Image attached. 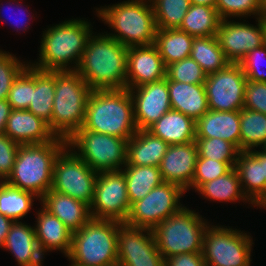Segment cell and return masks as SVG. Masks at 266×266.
I'll return each mask as SVG.
<instances>
[{
    "instance_id": "6da1fadb",
    "label": "cell",
    "mask_w": 266,
    "mask_h": 266,
    "mask_svg": "<svg viewBox=\"0 0 266 266\" xmlns=\"http://www.w3.org/2000/svg\"><path fill=\"white\" fill-rule=\"evenodd\" d=\"M93 34L76 71L92 90L125 89L128 48L107 34Z\"/></svg>"
},
{
    "instance_id": "7a4b0ae2",
    "label": "cell",
    "mask_w": 266,
    "mask_h": 266,
    "mask_svg": "<svg viewBox=\"0 0 266 266\" xmlns=\"http://www.w3.org/2000/svg\"><path fill=\"white\" fill-rule=\"evenodd\" d=\"M90 23L84 19H71L48 27L43 31L38 61L29 63L44 71L77 70L93 33Z\"/></svg>"
},
{
    "instance_id": "3957f363",
    "label": "cell",
    "mask_w": 266,
    "mask_h": 266,
    "mask_svg": "<svg viewBox=\"0 0 266 266\" xmlns=\"http://www.w3.org/2000/svg\"><path fill=\"white\" fill-rule=\"evenodd\" d=\"M82 128L129 140L138 130L129 90H92Z\"/></svg>"
},
{
    "instance_id": "277c9868",
    "label": "cell",
    "mask_w": 266,
    "mask_h": 266,
    "mask_svg": "<svg viewBox=\"0 0 266 266\" xmlns=\"http://www.w3.org/2000/svg\"><path fill=\"white\" fill-rule=\"evenodd\" d=\"M66 146V139L61 137L42 144L19 145L12 173L5 182L40 200L51 189L54 163Z\"/></svg>"
},
{
    "instance_id": "5b68a950",
    "label": "cell",
    "mask_w": 266,
    "mask_h": 266,
    "mask_svg": "<svg viewBox=\"0 0 266 266\" xmlns=\"http://www.w3.org/2000/svg\"><path fill=\"white\" fill-rule=\"evenodd\" d=\"M102 7L96 9L97 16L115 30L114 34L105 32L108 36L126 48L155 43L157 27L151 0H127Z\"/></svg>"
},
{
    "instance_id": "8992f818",
    "label": "cell",
    "mask_w": 266,
    "mask_h": 266,
    "mask_svg": "<svg viewBox=\"0 0 266 266\" xmlns=\"http://www.w3.org/2000/svg\"><path fill=\"white\" fill-rule=\"evenodd\" d=\"M92 89L76 70L55 71L52 132L68 139L82 128Z\"/></svg>"
},
{
    "instance_id": "52a82bcc",
    "label": "cell",
    "mask_w": 266,
    "mask_h": 266,
    "mask_svg": "<svg viewBox=\"0 0 266 266\" xmlns=\"http://www.w3.org/2000/svg\"><path fill=\"white\" fill-rule=\"evenodd\" d=\"M120 222L91 219L72 233L69 266H112L117 264Z\"/></svg>"
},
{
    "instance_id": "ba28073f",
    "label": "cell",
    "mask_w": 266,
    "mask_h": 266,
    "mask_svg": "<svg viewBox=\"0 0 266 266\" xmlns=\"http://www.w3.org/2000/svg\"><path fill=\"white\" fill-rule=\"evenodd\" d=\"M194 210L183 207L157 224L153 235L164 260L178 254L202 252L203 235L208 221Z\"/></svg>"
},
{
    "instance_id": "9c48e42d",
    "label": "cell",
    "mask_w": 266,
    "mask_h": 266,
    "mask_svg": "<svg viewBox=\"0 0 266 266\" xmlns=\"http://www.w3.org/2000/svg\"><path fill=\"white\" fill-rule=\"evenodd\" d=\"M66 142L96 172L121 170L127 164L128 140L123 138L80 128Z\"/></svg>"
},
{
    "instance_id": "30bf717a",
    "label": "cell",
    "mask_w": 266,
    "mask_h": 266,
    "mask_svg": "<svg viewBox=\"0 0 266 266\" xmlns=\"http://www.w3.org/2000/svg\"><path fill=\"white\" fill-rule=\"evenodd\" d=\"M247 234L224 225L209 224L202 244L205 266H251L254 243Z\"/></svg>"
},
{
    "instance_id": "8fae6325",
    "label": "cell",
    "mask_w": 266,
    "mask_h": 266,
    "mask_svg": "<svg viewBox=\"0 0 266 266\" xmlns=\"http://www.w3.org/2000/svg\"><path fill=\"white\" fill-rule=\"evenodd\" d=\"M98 172L91 169L66 146L54 163L51 189L80 200L89 206L94 197Z\"/></svg>"
},
{
    "instance_id": "7c38bea8",
    "label": "cell",
    "mask_w": 266,
    "mask_h": 266,
    "mask_svg": "<svg viewBox=\"0 0 266 266\" xmlns=\"http://www.w3.org/2000/svg\"><path fill=\"white\" fill-rule=\"evenodd\" d=\"M186 191L177 184L163 182L153 188L144 198L131 205L125 224L132 227L153 229L184 205L180 198Z\"/></svg>"
},
{
    "instance_id": "4fadbf2b",
    "label": "cell",
    "mask_w": 266,
    "mask_h": 266,
    "mask_svg": "<svg viewBox=\"0 0 266 266\" xmlns=\"http://www.w3.org/2000/svg\"><path fill=\"white\" fill-rule=\"evenodd\" d=\"M130 208L123 171L98 172L90 205L91 218L125 223Z\"/></svg>"
},
{
    "instance_id": "5bb4252c",
    "label": "cell",
    "mask_w": 266,
    "mask_h": 266,
    "mask_svg": "<svg viewBox=\"0 0 266 266\" xmlns=\"http://www.w3.org/2000/svg\"><path fill=\"white\" fill-rule=\"evenodd\" d=\"M247 78L239 63L206 76L205 89L209 110L237 111L244 108Z\"/></svg>"
},
{
    "instance_id": "9a60e30c",
    "label": "cell",
    "mask_w": 266,
    "mask_h": 266,
    "mask_svg": "<svg viewBox=\"0 0 266 266\" xmlns=\"http://www.w3.org/2000/svg\"><path fill=\"white\" fill-rule=\"evenodd\" d=\"M117 264L165 266V260L157 249L152 230L121 223L117 239Z\"/></svg>"
},
{
    "instance_id": "2e32d148",
    "label": "cell",
    "mask_w": 266,
    "mask_h": 266,
    "mask_svg": "<svg viewBox=\"0 0 266 266\" xmlns=\"http://www.w3.org/2000/svg\"><path fill=\"white\" fill-rule=\"evenodd\" d=\"M256 19L257 26L221 20L216 38L231 63H239L248 52L265 44V16Z\"/></svg>"
},
{
    "instance_id": "e0dca14e",
    "label": "cell",
    "mask_w": 266,
    "mask_h": 266,
    "mask_svg": "<svg viewBox=\"0 0 266 266\" xmlns=\"http://www.w3.org/2000/svg\"><path fill=\"white\" fill-rule=\"evenodd\" d=\"M138 130H147L171 110L167 78L128 89Z\"/></svg>"
},
{
    "instance_id": "ac0fdd59",
    "label": "cell",
    "mask_w": 266,
    "mask_h": 266,
    "mask_svg": "<svg viewBox=\"0 0 266 266\" xmlns=\"http://www.w3.org/2000/svg\"><path fill=\"white\" fill-rule=\"evenodd\" d=\"M127 52V89L166 78V66L155 44L130 47Z\"/></svg>"
},
{
    "instance_id": "d6986e66",
    "label": "cell",
    "mask_w": 266,
    "mask_h": 266,
    "mask_svg": "<svg viewBox=\"0 0 266 266\" xmlns=\"http://www.w3.org/2000/svg\"><path fill=\"white\" fill-rule=\"evenodd\" d=\"M197 158L198 151L195 141L169 145L159 165L163 181L177 184L187 192L191 189Z\"/></svg>"
},
{
    "instance_id": "ffe728a7",
    "label": "cell",
    "mask_w": 266,
    "mask_h": 266,
    "mask_svg": "<svg viewBox=\"0 0 266 266\" xmlns=\"http://www.w3.org/2000/svg\"><path fill=\"white\" fill-rule=\"evenodd\" d=\"M235 169L244 194L259 208H266V179L263 178V150L241 151Z\"/></svg>"
},
{
    "instance_id": "44dd1931",
    "label": "cell",
    "mask_w": 266,
    "mask_h": 266,
    "mask_svg": "<svg viewBox=\"0 0 266 266\" xmlns=\"http://www.w3.org/2000/svg\"><path fill=\"white\" fill-rule=\"evenodd\" d=\"M4 134L19 145L42 144L56 138L48 123L27 109H12Z\"/></svg>"
},
{
    "instance_id": "7402d4cb",
    "label": "cell",
    "mask_w": 266,
    "mask_h": 266,
    "mask_svg": "<svg viewBox=\"0 0 266 266\" xmlns=\"http://www.w3.org/2000/svg\"><path fill=\"white\" fill-rule=\"evenodd\" d=\"M37 212L34 226L36 239L41 253L59 250L68 256L71 250L72 232L55 215L43 206Z\"/></svg>"
},
{
    "instance_id": "603a6c76",
    "label": "cell",
    "mask_w": 266,
    "mask_h": 266,
    "mask_svg": "<svg viewBox=\"0 0 266 266\" xmlns=\"http://www.w3.org/2000/svg\"><path fill=\"white\" fill-rule=\"evenodd\" d=\"M196 138H219L234 144L240 150V110H208L195 123Z\"/></svg>"
},
{
    "instance_id": "cb8c5ba5",
    "label": "cell",
    "mask_w": 266,
    "mask_h": 266,
    "mask_svg": "<svg viewBox=\"0 0 266 266\" xmlns=\"http://www.w3.org/2000/svg\"><path fill=\"white\" fill-rule=\"evenodd\" d=\"M40 201L41 205L58 217L72 233L92 219L88 204L52 189Z\"/></svg>"
},
{
    "instance_id": "d4e9b609",
    "label": "cell",
    "mask_w": 266,
    "mask_h": 266,
    "mask_svg": "<svg viewBox=\"0 0 266 266\" xmlns=\"http://www.w3.org/2000/svg\"><path fill=\"white\" fill-rule=\"evenodd\" d=\"M11 252L19 266H42L44 255L36 239L35 228L15 221L7 234L4 248Z\"/></svg>"
},
{
    "instance_id": "484cf974",
    "label": "cell",
    "mask_w": 266,
    "mask_h": 266,
    "mask_svg": "<svg viewBox=\"0 0 266 266\" xmlns=\"http://www.w3.org/2000/svg\"><path fill=\"white\" fill-rule=\"evenodd\" d=\"M171 109L181 112L195 122L208 110L204 84H188L167 79Z\"/></svg>"
},
{
    "instance_id": "4316f807",
    "label": "cell",
    "mask_w": 266,
    "mask_h": 266,
    "mask_svg": "<svg viewBox=\"0 0 266 266\" xmlns=\"http://www.w3.org/2000/svg\"><path fill=\"white\" fill-rule=\"evenodd\" d=\"M195 123L187 115L171 109L152 124L147 131L169 145L186 144L196 139Z\"/></svg>"
},
{
    "instance_id": "83f0119b",
    "label": "cell",
    "mask_w": 266,
    "mask_h": 266,
    "mask_svg": "<svg viewBox=\"0 0 266 266\" xmlns=\"http://www.w3.org/2000/svg\"><path fill=\"white\" fill-rule=\"evenodd\" d=\"M168 147V143L147 130H137L127 142V164L159 167Z\"/></svg>"
},
{
    "instance_id": "f1b7e54d",
    "label": "cell",
    "mask_w": 266,
    "mask_h": 266,
    "mask_svg": "<svg viewBox=\"0 0 266 266\" xmlns=\"http://www.w3.org/2000/svg\"><path fill=\"white\" fill-rule=\"evenodd\" d=\"M197 192L209 201L235 203L241 200L256 207L244 194L235 167H232L226 174L219 176L217 179L204 183Z\"/></svg>"
},
{
    "instance_id": "f546056e",
    "label": "cell",
    "mask_w": 266,
    "mask_h": 266,
    "mask_svg": "<svg viewBox=\"0 0 266 266\" xmlns=\"http://www.w3.org/2000/svg\"><path fill=\"white\" fill-rule=\"evenodd\" d=\"M55 96V71L35 68V89L27 110L48 123L52 131V109Z\"/></svg>"
},
{
    "instance_id": "4dcf8cb0",
    "label": "cell",
    "mask_w": 266,
    "mask_h": 266,
    "mask_svg": "<svg viewBox=\"0 0 266 266\" xmlns=\"http://www.w3.org/2000/svg\"><path fill=\"white\" fill-rule=\"evenodd\" d=\"M194 37L187 32L175 29H157L155 46L167 66L190 57Z\"/></svg>"
},
{
    "instance_id": "1f68e13d",
    "label": "cell",
    "mask_w": 266,
    "mask_h": 266,
    "mask_svg": "<svg viewBox=\"0 0 266 266\" xmlns=\"http://www.w3.org/2000/svg\"><path fill=\"white\" fill-rule=\"evenodd\" d=\"M127 184V194L132 205L144 198L153 188L164 181L157 166L128 165L121 169Z\"/></svg>"
},
{
    "instance_id": "d6a6232c",
    "label": "cell",
    "mask_w": 266,
    "mask_h": 266,
    "mask_svg": "<svg viewBox=\"0 0 266 266\" xmlns=\"http://www.w3.org/2000/svg\"><path fill=\"white\" fill-rule=\"evenodd\" d=\"M221 20L216 8L191 4L178 29L193 37L216 36Z\"/></svg>"
},
{
    "instance_id": "836d02e7",
    "label": "cell",
    "mask_w": 266,
    "mask_h": 266,
    "mask_svg": "<svg viewBox=\"0 0 266 266\" xmlns=\"http://www.w3.org/2000/svg\"><path fill=\"white\" fill-rule=\"evenodd\" d=\"M190 57L207 75L222 70L231 63L219 46L216 36L194 37Z\"/></svg>"
},
{
    "instance_id": "e575fe53",
    "label": "cell",
    "mask_w": 266,
    "mask_h": 266,
    "mask_svg": "<svg viewBox=\"0 0 266 266\" xmlns=\"http://www.w3.org/2000/svg\"><path fill=\"white\" fill-rule=\"evenodd\" d=\"M266 143V115L242 108L240 110V151H252Z\"/></svg>"
},
{
    "instance_id": "d590c367",
    "label": "cell",
    "mask_w": 266,
    "mask_h": 266,
    "mask_svg": "<svg viewBox=\"0 0 266 266\" xmlns=\"http://www.w3.org/2000/svg\"><path fill=\"white\" fill-rule=\"evenodd\" d=\"M36 195L3 182L0 185V213L15 221L23 220L34 205Z\"/></svg>"
},
{
    "instance_id": "8d00e7d4",
    "label": "cell",
    "mask_w": 266,
    "mask_h": 266,
    "mask_svg": "<svg viewBox=\"0 0 266 266\" xmlns=\"http://www.w3.org/2000/svg\"><path fill=\"white\" fill-rule=\"evenodd\" d=\"M157 29L179 28L188 12L190 0H151Z\"/></svg>"
},
{
    "instance_id": "74e56055",
    "label": "cell",
    "mask_w": 266,
    "mask_h": 266,
    "mask_svg": "<svg viewBox=\"0 0 266 266\" xmlns=\"http://www.w3.org/2000/svg\"><path fill=\"white\" fill-rule=\"evenodd\" d=\"M35 89V67L30 63L15 79L7 97L12 109H28Z\"/></svg>"
},
{
    "instance_id": "f35d334b",
    "label": "cell",
    "mask_w": 266,
    "mask_h": 266,
    "mask_svg": "<svg viewBox=\"0 0 266 266\" xmlns=\"http://www.w3.org/2000/svg\"><path fill=\"white\" fill-rule=\"evenodd\" d=\"M198 158L236 162L241 152L234 144L219 138H196Z\"/></svg>"
},
{
    "instance_id": "ab89813d",
    "label": "cell",
    "mask_w": 266,
    "mask_h": 266,
    "mask_svg": "<svg viewBox=\"0 0 266 266\" xmlns=\"http://www.w3.org/2000/svg\"><path fill=\"white\" fill-rule=\"evenodd\" d=\"M207 74L191 57L166 66V78L188 84H205Z\"/></svg>"
},
{
    "instance_id": "60d3db41",
    "label": "cell",
    "mask_w": 266,
    "mask_h": 266,
    "mask_svg": "<svg viewBox=\"0 0 266 266\" xmlns=\"http://www.w3.org/2000/svg\"><path fill=\"white\" fill-rule=\"evenodd\" d=\"M216 10L222 20L251 15L256 18L265 16L262 0H218Z\"/></svg>"
},
{
    "instance_id": "b9f144b4",
    "label": "cell",
    "mask_w": 266,
    "mask_h": 266,
    "mask_svg": "<svg viewBox=\"0 0 266 266\" xmlns=\"http://www.w3.org/2000/svg\"><path fill=\"white\" fill-rule=\"evenodd\" d=\"M236 162H222L208 158H197L195 174L190 187L195 192L204 184L226 174Z\"/></svg>"
},
{
    "instance_id": "7bdbcfd3",
    "label": "cell",
    "mask_w": 266,
    "mask_h": 266,
    "mask_svg": "<svg viewBox=\"0 0 266 266\" xmlns=\"http://www.w3.org/2000/svg\"><path fill=\"white\" fill-rule=\"evenodd\" d=\"M25 63L10 52L0 50V100L7 99L15 79L29 64Z\"/></svg>"
},
{
    "instance_id": "ee69618b",
    "label": "cell",
    "mask_w": 266,
    "mask_h": 266,
    "mask_svg": "<svg viewBox=\"0 0 266 266\" xmlns=\"http://www.w3.org/2000/svg\"><path fill=\"white\" fill-rule=\"evenodd\" d=\"M262 61H266V44L248 52L239 62L247 80L266 82V72L263 67L260 68Z\"/></svg>"
},
{
    "instance_id": "f6af8a7d",
    "label": "cell",
    "mask_w": 266,
    "mask_h": 266,
    "mask_svg": "<svg viewBox=\"0 0 266 266\" xmlns=\"http://www.w3.org/2000/svg\"><path fill=\"white\" fill-rule=\"evenodd\" d=\"M244 108L266 115V82H252L247 80Z\"/></svg>"
},
{
    "instance_id": "bcb514c9",
    "label": "cell",
    "mask_w": 266,
    "mask_h": 266,
    "mask_svg": "<svg viewBox=\"0 0 266 266\" xmlns=\"http://www.w3.org/2000/svg\"><path fill=\"white\" fill-rule=\"evenodd\" d=\"M18 147L7 135L0 134V179L4 182L12 173Z\"/></svg>"
},
{
    "instance_id": "7dc6e473",
    "label": "cell",
    "mask_w": 266,
    "mask_h": 266,
    "mask_svg": "<svg viewBox=\"0 0 266 266\" xmlns=\"http://www.w3.org/2000/svg\"><path fill=\"white\" fill-rule=\"evenodd\" d=\"M165 266H205L202 252L183 253L165 259Z\"/></svg>"
},
{
    "instance_id": "c3c4849f",
    "label": "cell",
    "mask_w": 266,
    "mask_h": 266,
    "mask_svg": "<svg viewBox=\"0 0 266 266\" xmlns=\"http://www.w3.org/2000/svg\"><path fill=\"white\" fill-rule=\"evenodd\" d=\"M0 1H2V0H0ZM12 1H13V2H12ZM20 1H21V0H18V1H17V0H7V2H9V3H7V4L12 5V4L15 2V3H16L15 5H16L17 9L20 10V9H22L21 6H23V5L21 4L22 2H20ZM18 3H19V4H18ZM0 4L2 5V3H0ZM1 5H0V8L3 9V5H2V7H1ZM5 5H6V4H5ZM7 6H8V5H7ZM19 6H20V7H19ZM13 7H15V6H13ZM18 7H19L20 9H19ZM14 9H15V8H14ZM24 11H27V13H28V10H27V9H25ZM24 11H23V12H22V11L20 12V14L22 15V17H23ZM2 13H3V12H2ZM16 13H17V12H16ZM29 15H30V14L27 15V16H28V20H31L34 16H31V15L29 16ZM25 17H26V16H25ZM29 18H30V19H29ZM7 19H8V18H7ZM16 20L19 21V22H18L19 24H17V22H16V25L13 24V23H15V22H13L12 24L15 25V26H17V30H16L17 32H19V31H18L19 28H22V29H23L22 31H24V32H25V30H28V29H29L27 21H26V22H23V21H25L26 19L22 18V19H20V20H18V19H16ZM16 20H15V21H16ZM21 21H22L23 23H22ZM0 22H2L1 10H0ZM25 23H26V24H25ZM10 24H11V23H10ZM19 25H20V26H19ZM24 26H25V27H24Z\"/></svg>"
},
{
    "instance_id": "681fc988",
    "label": "cell",
    "mask_w": 266,
    "mask_h": 266,
    "mask_svg": "<svg viewBox=\"0 0 266 266\" xmlns=\"http://www.w3.org/2000/svg\"><path fill=\"white\" fill-rule=\"evenodd\" d=\"M11 111L12 108L7 99L0 100V134H4L5 132L7 119Z\"/></svg>"
},
{
    "instance_id": "f907efd6",
    "label": "cell",
    "mask_w": 266,
    "mask_h": 266,
    "mask_svg": "<svg viewBox=\"0 0 266 266\" xmlns=\"http://www.w3.org/2000/svg\"><path fill=\"white\" fill-rule=\"evenodd\" d=\"M14 221L0 213V248H4V243L11 225Z\"/></svg>"
},
{
    "instance_id": "816d5d0a",
    "label": "cell",
    "mask_w": 266,
    "mask_h": 266,
    "mask_svg": "<svg viewBox=\"0 0 266 266\" xmlns=\"http://www.w3.org/2000/svg\"><path fill=\"white\" fill-rule=\"evenodd\" d=\"M193 5H205L216 8L218 0H190Z\"/></svg>"
},
{
    "instance_id": "f5cc1de1",
    "label": "cell",
    "mask_w": 266,
    "mask_h": 266,
    "mask_svg": "<svg viewBox=\"0 0 266 266\" xmlns=\"http://www.w3.org/2000/svg\"><path fill=\"white\" fill-rule=\"evenodd\" d=\"M263 178L266 179V152L263 151Z\"/></svg>"
},
{
    "instance_id": "db71d44e",
    "label": "cell",
    "mask_w": 266,
    "mask_h": 266,
    "mask_svg": "<svg viewBox=\"0 0 266 266\" xmlns=\"http://www.w3.org/2000/svg\"><path fill=\"white\" fill-rule=\"evenodd\" d=\"M262 4H263V8H264L265 15H266V0H262Z\"/></svg>"
},
{
    "instance_id": "11a10c76",
    "label": "cell",
    "mask_w": 266,
    "mask_h": 266,
    "mask_svg": "<svg viewBox=\"0 0 266 266\" xmlns=\"http://www.w3.org/2000/svg\"><path fill=\"white\" fill-rule=\"evenodd\" d=\"M265 44H266V15H265Z\"/></svg>"
},
{
    "instance_id": "9f6ffc18",
    "label": "cell",
    "mask_w": 266,
    "mask_h": 266,
    "mask_svg": "<svg viewBox=\"0 0 266 266\" xmlns=\"http://www.w3.org/2000/svg\"><path fill=\"white\" fill-rule=\"evenodd\" d=\"M261 149L266 152V143Z\"/></svg>"
}]
</instances>
